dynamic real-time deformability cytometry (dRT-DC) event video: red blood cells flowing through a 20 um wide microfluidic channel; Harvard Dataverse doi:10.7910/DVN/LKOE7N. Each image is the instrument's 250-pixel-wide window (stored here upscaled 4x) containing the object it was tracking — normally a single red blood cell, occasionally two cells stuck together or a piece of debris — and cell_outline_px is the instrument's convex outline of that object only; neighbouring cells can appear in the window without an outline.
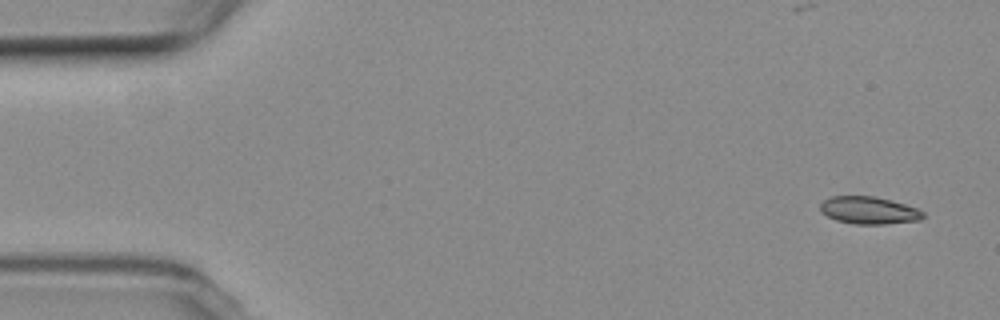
{"species": "common noctule bat (a hibernating species)", "species_latin": "Nyctalus noctula", "temperature_condition": "room temperature", "stored_images_in_passage": 4, "camera_frame_rate_fps": 3000, "um_per_image_px": 0.085, "animal": {"sex": "female", "body_mass_g": 19.3, "forearm_length_mm": 54.1}, "frame": {"image": 1, "passage_image": 1, "time_ms": 0.0, "image_size_px": [1000, 320], "cell_outline_px": [[924, 216], [920, 220], [884, 224], [856, 224], [836, 220], [820, 212], [820, 204], [824, 200], [832, 196], [872, 196], [904, 204], [916, 208], [924, 212]], "centroid_in_image_um": [73.83, 17.88], "position_along_channel_um": 11.2, "area_um2": 16.24}}